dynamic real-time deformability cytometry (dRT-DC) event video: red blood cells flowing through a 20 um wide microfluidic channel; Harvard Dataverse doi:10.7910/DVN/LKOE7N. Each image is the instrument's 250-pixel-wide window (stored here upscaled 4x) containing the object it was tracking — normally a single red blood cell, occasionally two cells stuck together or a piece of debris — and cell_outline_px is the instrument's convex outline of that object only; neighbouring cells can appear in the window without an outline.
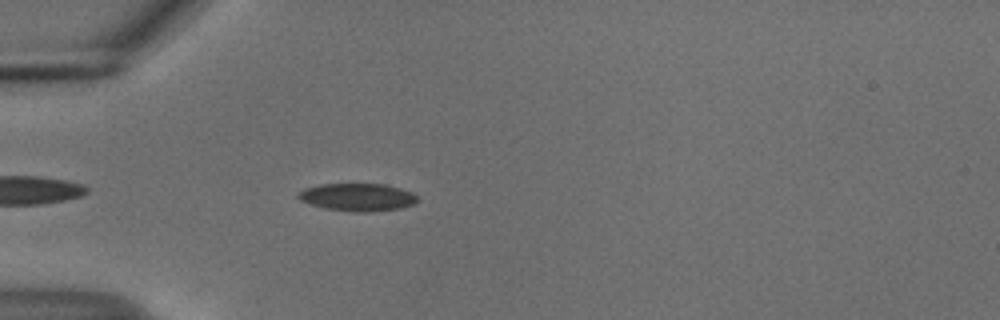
{"species": "common noctule bat (a hibernating species)", "species_latin": "Nyctalus noctula", "temperature_condition": "cold", "stored_images_in_passage": 43, "camera_frame_rate_fps": 3000, "um_per_image_px": 0.085, "animal": {"sex": "male", "body_mass_g": 18.8}, "frame": {"image": 1, "passage_image": 5, "time_ms": 1.333, "image_size_px": [1000, 320], "cell_outline_px": [[416, 200], [412, 204], [400, 208], [368, 212], [356, 212], [324, 208], [300, 200], [296, 196], [304, 188], [320, 184], [384, 184], [400, 188], [412, 192], [416, 196]], "centroid_in_image_um": [30.37, 16.75], "position_along_channel_um": 54.6, "area_um2": 19.02}}
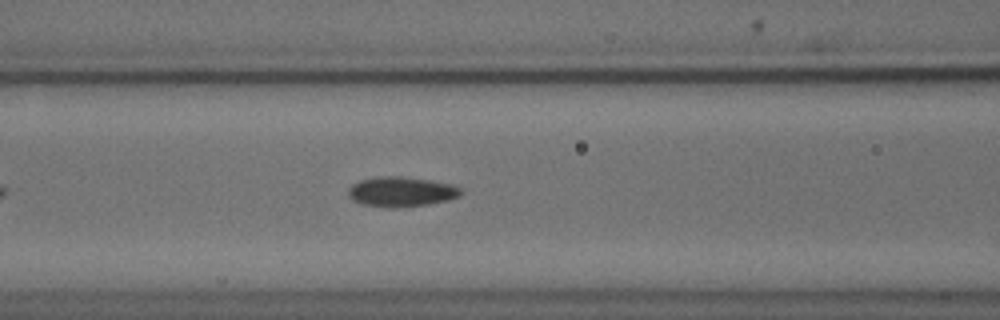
{"frame": {"image": 2, "passage_image": 12, "time_ms": 3.667, "image_size_px": [1000, 320], "cell_outline_px": [[464, 192], [460, 196], [448, 200], [428, 204], [396, 208], [392, 208], [364, 204], [352, 200], [348, 196], [348, 188], [352, 184], [360, 180], [376, 176], [400, 176], [428, 180], [452, 184], [460, 188]], "centroid_in_image_um": [34.1, 16.29], "position_along_channel_um": 132.5, "area_um2": 19.71}}
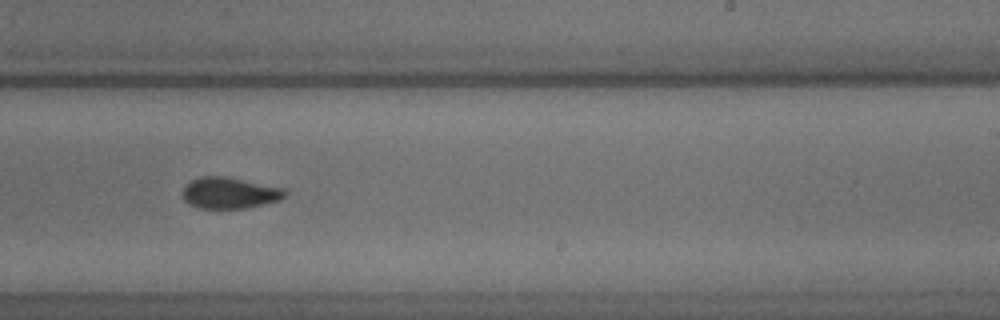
{"frame": {"image": 3, "passage_image": 23, "time_ms": 7.333, "image_size_px": [1000, 320], "cell_outline_px": [[288, 192], [280, 200], [244, 208], [200, 208], [188, 204], [184, 200], [180, 192], [192, 180], [200, 176], [224, 176], [284, 188]], "centroid_in_image_um": [19.48, 16.4], "position_along_channel_um": 269.5, "area_um2": 18.55}, "authors_computed_cell_mechanics": {"area_um2": 18.9584, "velocity_mm_per_s": 3.7441, "shape_relaxation_time_tau1_ms": 5.6506, "shape_relaxation_time_tau2_ms": 1.8981, "deformation_change_tau1": 0.1239, "deformation_change_tau2": 0.0521}}